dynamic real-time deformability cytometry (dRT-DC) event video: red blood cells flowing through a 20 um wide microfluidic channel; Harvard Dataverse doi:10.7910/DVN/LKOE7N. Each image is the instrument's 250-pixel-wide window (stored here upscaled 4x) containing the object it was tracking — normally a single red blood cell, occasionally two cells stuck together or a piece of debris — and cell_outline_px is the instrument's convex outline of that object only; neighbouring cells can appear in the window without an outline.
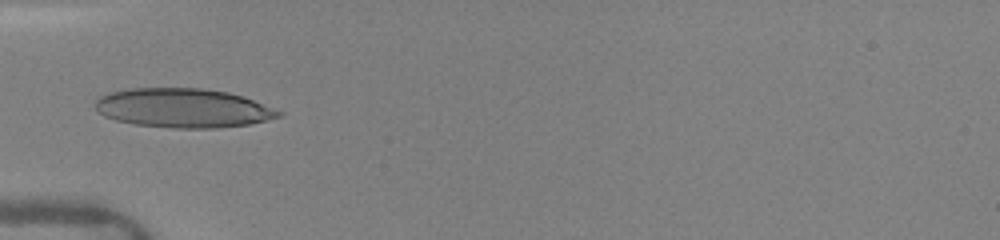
{"species": "human", "species_latin": "Homo sapiens", "temperature_condition": "warm", "stored_images_in_passage": 36, "camera_frame_rate_fps": 3000, "um_per_image_px": 0.085, "donor": {"sex": "female"}, "frame": {"image": 1, "passage_image": 1, "time_ms": 0.0, "image_size_px": [1000, 240], "cell_outline_px": [[284, 112], [280, 116], [248, 124], [216, 128], [172, 128], [136, 124], [116, 120], [104, 116], [96, 112], [92, 104], [100, 96], [108, 92], [128, 88], [204, 88], [228, 92], [252, 100]], "centroid_in_image_um": [15.48, 9.17], "position_along_channel_um": 69.5, "area_um2": 41.91}}
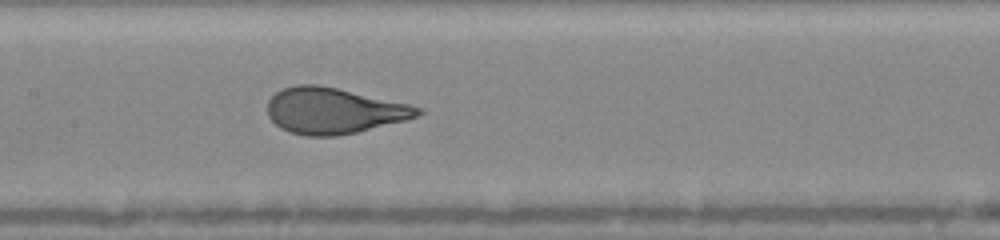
{"frame": {"image": 2, "passage_image": 11, "time_ms": 2.667, "image_size_px": [1000, 240], "cell_outline_px": [[424, 112], [408, 120], [356, 132], [336, 136], [304, 136], [288, 132], [280, 128], [268, 116], [268, 100], [276, 92], [284, 88], [296, 84], [320, 84], [408, 104], [424, 108]], "centroid_in_image_um": [28.36, 9.41], "position_along_channel_um": 179.0, "area_um2": 40.34}}
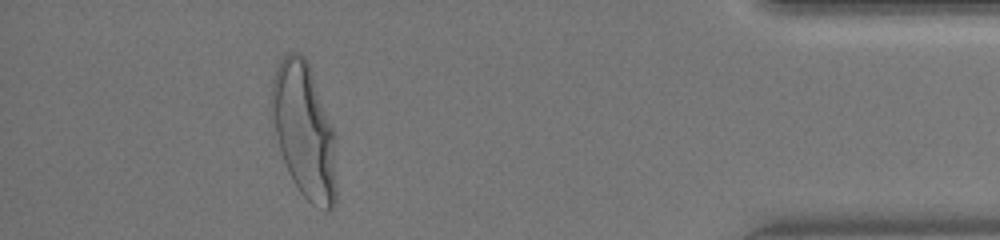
{"frame": {"image": 3, "passage_image": 34, "time_ms": 9.333, "image_size_px": [1000, 240], "cell_outline_px": [[336, 200], [332, 208], [328, 212], [312, 204], [300, 192], [292, 180], [288, 172], [276, 136], [272, 104], [272, 76], [280, 60], [288, 52], [300, 52], [308, 60], [332, 128], [336, 184]], "centroid_in_image_um": [25.85, 11.1], "position_along_channel_um": 409.4, "area_um2": 50.11}, "authors_computed_cell_mechanics": {"area_um2": 40.171, "velocity_mm_per_s": 4.1054, "shape_relaxation_time_tau1_ms": 3.248, "shape_relaxation_time_tau2_ms": null, "deformation_change_tau1": 0.1888, "deformation_change_tau2": null}}